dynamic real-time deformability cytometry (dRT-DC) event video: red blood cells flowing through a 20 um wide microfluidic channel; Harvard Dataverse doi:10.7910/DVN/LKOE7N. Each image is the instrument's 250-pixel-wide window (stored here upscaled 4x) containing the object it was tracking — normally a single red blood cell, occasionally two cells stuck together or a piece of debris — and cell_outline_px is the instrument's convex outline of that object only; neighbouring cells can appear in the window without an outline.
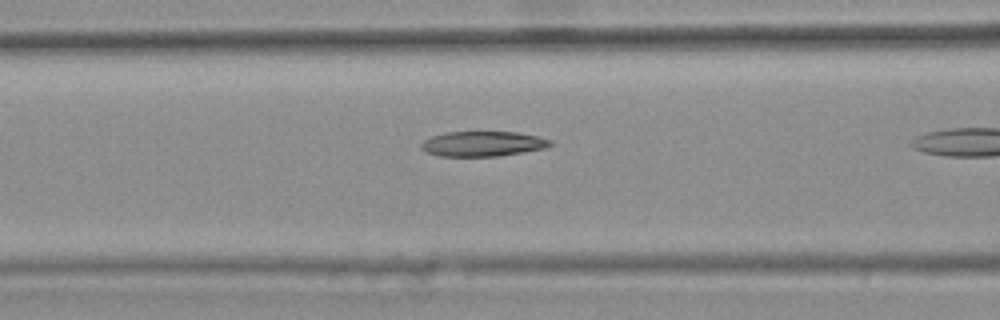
{"species": "common noctule bat (a hibernating species)", "species_latin": "Nyctalus noctula", "temperature_condition": "warm", "stored_images_in_passage": 16, "camera_frame_rate_fps": 3000, "um_per_image_px": 0.085, "animal": {"sex": "female", "body_mass_g": 25.1}, "frame": {"image": 1, "passage_image": 14, "time_ms": 4.333, "image_size_px": [1000, 320], "cell_outline_px": [[552, 144], [544, 148], [496, 156], [440, 156], [428, 152], [420, 148], [420, 144], [424, 140], [432, 136], [448, 132], [516, 132], [536, 136], [552, 140]], "centroid_in_image_um": [41.01, 12.22], "position_along_channel_um": 125.6, "area_um2": 18.55}}